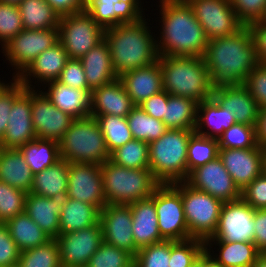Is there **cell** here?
<instances>
[{
	"instance_id": "obj_1",
	"label": "cell",
	"mask_w": 266,
	"mask_h": 267,
	"mask_svg": "<svg viewBox=\"0 0 266 267\" xmlns=\"http://www.w3.org/2000/svg\"><path fill=\"white\" fill-rule=\"evenodd\" d=\"M203 59L213 90L244 85L247 76L259 64L248 25L234 34L209 40Z\"/></svg>"
},
{
	"instance_id": "obj_2",
	"label": "cell",
	"mask_w": 266,
	"mask_h": 267,
	"mask_svg": "<svg viewBox=\"0 0 266 267\" xmlns=\"http://www.w3.org/2000/svg\"><path fill=\"white\" fill-rule=\"evenodd\" d=\"M160 36L156 39L159 56L203 57L208 45L204 29L191 6L177 0H159Z\"/></svg>"
},
{
	"instance_id": "obj_3",
	"label": "cell",
	"mask_w": 266,
	"mask_h": 267,
	"mask_svg": "<svg viewBox=\"0 0 266 267\" xmlns=\"http://www.w3.org/2000/svg\"><path fill=\"white\" fill-rule=\"evenodd\" d=\"M146 20L143 17L135 23L120 24L104 30V39L109 45L112 67L117 76L149 66L158 60L156 36L151 33Z\"/></svg>"
},
{
	"instance_id": "obj_4",
	"label": "cell",
	"mask_w": 266,
	"mask_h": 267,
	"mask_svg": "<svg viewBox=\"0 0 266 267\" xmlns=\"http://www.w3.org/2000/svg\"><path fill=\"white\" fill-rule=\"evenodd\" d=\"M164 91L197 103L212 97L213 89L203 57L159 56Z\"/></svg>"
},
{
	"instance_id": "obj_5",
	"label": "cell",
	"mask_w": 266,
	"mask_h": 267,
	"mask_svg": "<svg viewBox=\"0 0 266 267\" xmlns=\"http://www.w3.org/2000/svg\"><path fill=\"white\" fill-rule=\"evenodd\" d=\"M194 129H168L149 143V168L160 184L185 181L188 177L187 149Z\"/></svg>"
},
{
	"instance_id": "obj_6",
	"label": "cell",
	"mask_w": 266,
	"mask_h": 267,
	"mask_svg": "<svg viewBox=\"0 0 266 267\" xmlns=\"http://www.w3.org/2000/svg\"><path fill=\"white\" fill-rule=\"evenodd\" d=\"M107 204H130L150 198L160 184L150 168L133 169L116 165L110 160L101 164Z\"/></svg>"
},
{
	"instance_id": "obj_7",
	"label": "cell",
	"mask_w": 266,
	"mask_h": 267,
	"mask_svg": "<svg viewBox=\"0 0 266 267\" xmlns=\"http://www.w3.org/2000/svg\"><path fill=\"white\" fill-rule=\"evenodd\" d=\"M58 143L60 158L69 163L101 165L110 159L103 133L94 117L75 119Z\"/></svg>"
},
{
	"instance_id": "obj_8",
	"label": "cell",
	"mask_w": 266,
	"mask_h": 267,
	"mask_svg": "<svg viewBox=\"0 0 266 267\" xmlns=\"http://www.w3.org/2000/svg\"><path fill=\"white\" fill-rule=\"evenodd\" d=\"M181 193L185 220L191 238L206 241L216 232L223 202L185 181L172 183Z\"/></svg>"
},
{
	"instance_id": "obj_9",
	"label": "cell",
	"mask_w": 266,
	"mask_h": 267,
	"mask_svg": "<svg viewBox=\"0 0 266 267\" xmlns=\"http://www.w3.org/2000/svg\"><path fill=\"white\" fill-rule=\"evenodd\" d=\"M58 39L68 58L81 59L104 39V30L83 10L60 18Z\"/></svg>"
},
{
	"instance_id": "obj_10",
	"label": "cell",
	"mask_w": 266,
	"mask_h": 267,
	"mask_svg": "<svg viewBox=\"0 0 266 267\" xmlns=\"http://www.w3.org/2000/svg\"><path fill=\"white\" fill-rule=\"evenodd\" d=\"M59 41L58 28L44 30L23 29L2 46V53L15 71L17 79L42 52ZM16 74V75H15Z\"/></svg>"
},
{
	"instance_id": "obj_11",
	"label": "cell",
	"mask_w": 266,
	"mask_h": 267,
	"mask_svg": "<svg viewBox=\"0 0 266 267\" xmlns=\"http://www.w3.org/2000/svg\"><path fill=\"white\" fill-rule=\"evenodd\" d=\"M155 208L158 229L164 240L191 239L185 220L181 193L173 184H159L155 188Z\"/></svg>"
},
{
	"instance_id": "obj_12",
	"label": "cell",
	"mask_w": 266,
	"mask_h": 267,
	"mask_svg": "<svg viewBox=\"0 0 266 267\" xmlns=\"http://www.w3.org/2000/svg\"><path fill=\"white\" fill-rule=\"evenodd\" d=\"M66 197L96 206L101 211L107 205L101 165L69 163Z\"/></svg>"
},
{
	"instance_id": "obj_13",
	"label": "cell",
	"mask_w": 266,
	"mask_h": 267,
	"mask_svg": "<svg viewBox=\"0 0 266 267\" xmlns=\"http://www.w3.org/2000/svg\"><path fill=\"white\" fill-rule=\"evenodd\" d=\"M189 5L208 40L234 34L243 26L230 0H194Z\"/></svg>"
},
{
	"instance_id": "obj_14",
	"label": "cell",
	"mask_w": 266,
	"mask_h": 267,
	"mask_svg": "<svg viewBox=\"0 0 266 267\" xmlns=\"http://www.w3.org/2000/svg\"><path fill=\"white\" fill-rule=\"evenodd\" d=\"M185 182L197 190L207 192L223 203L241 199V191L225 169L219 156L192 170Z\"/></svg>"
},
{
	"instance_id": "obj_15",
	"label": "cell",
	"mask_w": 266,
	"mask_h": 267,
	"mask_svg": "<svg viewBox=\"0 0 266 267\" xmlns=\"http://www.w3.org/2000/svg\"><path fill=\"white\" fill-rule=\"evenodd\" d=\"M254 209L242 198L223 203L214 235L206 241L253 242Z\"/></svg>"
},
{
	"instance_id": "obj_16",
	"label": "cell",
	"mask_w": 266,
	"mask_h": 267,
	"mask_svg": "<svg viewBox=\"0 0 266 267\" xmlns=\"http://www.w3.org/2000/svg\"><path fill=\"white\" fill-rule=\"evenodd\" d=\"M38 92V93H37ZM32 124L36 138L59 142L75 120L59 110L41 88H31Z\"/></svg>"
},
{
	"instance_id": "obj_17",
	"label": "cell",
	"mask_w": 266,
	"mask_h": 267,
	"mask_svg": "<svg viewBox=\"0 0 266 267\" xmlns=\"http://www.w3.org/2000/svg\"><path fill=\"white\" fill-rule=\"evenodd\" d=\"M60 264L67 266H87L91 256L103 242L100 222L88 228L58 235Z\"/></svg>"
},
{
	"instance_id": "obj_18",
	"label": "cell",
	"mask_w": 266,
	"mask_h": 267,
	"mask_svg": "<svg viewBox=\"0 0 266 267\" xmlns=\"http://www.w3.org/2000/svg\"><path fill=\"white\" fill-rule=\"evenodd\" d=\"M218 156L240 191L265 169L266 149L259 145L247 149L219 148Z\"/></svg>"
},
{
	"instance_id": "obj_19",
	"label": "cell",
	"mask_w": 266,
	"mask_h": 267,
	"mask_svg": "<svg viewBox=\"0 0 266 267\" xmlns=\"http://www.w3.org/2000/svg\"><path fill=\"white\" fill-rule=\"evenodd\" d=\"M103 241L117 248L126 250L135 256L138 248L135 245L132 231V210L126 204H107L100 211Z\"/></svg>"
},
{
	"instance_id": "obj_20",
	"label": "cell",
	"mask_w": 266,
	"mask_h": 267,
	"mask_svg": "<svg viewBox=\"0 0 266 267\" xmlns=\"http://www.w3.org/2000/svg\"><path fill=\"white\" fill-rule=\"evenodd\" d=\"M31 106V88L25 87L14 99L6 133L0 140V148L19 149L36 138L32 124Z\"/></svg>"
},
{
	"instance_id": "obj_21",
	"label": "cell",
	"mask_w": 266,
	"mask_h": 267,
	"mask_svg": "<svg viewBox=\"0 0 266 267\" xmlns=\"http://www.w3.org/2000/svg\"><path fill=\"white\" fill-rule=\"evenodd\" d=\"M68 59L67 52L58 41L39 54L17 80L27 88H35V85L30 84L35 79L38 81H35L34 84L38 82L42 85L43 82L42 86L44 87V84L58 79Z\"/></svg>"
},
{
	"instance_id": "obj_22",
	"label": "cell",
	"mask_w": 266,
	"mask_h": 267,
	"mask_svg": "<svg viewBox=\"0 0 266 267\" xmlns=\"http://www.w3.org/2000/svg\"><path fill=\"white\" fill-rule=\"evenodd\" d=\"M135 106L119 78L91 91L90 117L114 115L126 118Z\"/></svg>"
},
{
	"instance_id": "obj_23",
	"label": "cell",
	"mask_w": 266,
	"mask_h": 267,
	"mask_svg": "<svg viewBox=\"0 0 266 267\" xmlns=\"http://www.w3.org/2000/svg\"><path fill=\"white\" fill-rule=\"evenodd\" d=\"M118 78L135 105H139L152 95L164 90L163 76L158 60L149 66L126 71Z\"/></svg>"
},
{
	"instance_id": "obj_24",
	"label": "cell",
	"mask_w": 266,
	"mask_h": 267,
	"mask_svg": "<svg viewBox=\"0 0 266 267\" xmlns=\"http://www.w3.org/2000/svg\"><path fill=\"white\" fill-rule=\"evenodd\" d=\"M212 97L234 114L236 123L256 126L260 107L244 85L215 89Z\"/></svg>"
},
{
	"instance_id": "obj_25",
	"label": "cell",
	"mask_w": 266,
	"mask_h": 267,
	"mask_svg": "<svg viewBox=\"0 0 266 267\" xmlns=\"http://www.w3.org/2000/svg\"><path fill=\"white\" fill-rule=\"evenodd\" d=\"M132 210V233L138 249L163 241L158 229L155 190L150 198L128 204Z\"/></svg>"
},
{
	"instance_id": "obj_26",
	"label": "cell",
	"mask_w": 266,
	"mask_h": 267,
	"mask_svg": "<svg viewBox=\"0 0 266 267\" xmlns=\"http://www.w3.org/2000/svg\"><path fill=\"white\" fill-rule=\"evenodd\" d=\"M140 2L119 1L114 5L84 4V10L103 29H109L120 24L135 23L144 14Z\"/></svg>"
},
{
	"instance_id": "obj_27",
	"label": "cell",
	"mask_w": 266,
	"mask_h": 267,
	"mask_svg": "<svg viewBox=\"0 0 266 267\" xmlns=\"http://www.w3.org/2000/svg\"><path fill=\"white\" fill-rule=\"evenodd\" d=\"M63 198H47L29 192L24 212L51 238L59 235Z\"/></svg>"
},
{
	"instance_id": "obj_28",
	"label": "cell",
	"mask_w": 266,
	"mask_h": 267,
	"mask_svg": "<svg viewBox=\"0 0 266 267\" xmlns=\"http://www.w3.org/2000/svg\"><path fill=\"white\" fill-rule=\"evenodd\" d=\"M45 94L53 105L75 119L90 117L91 90H80L54 80L46 84Z\"/></svg>"
},
{
	"instance_id": "obj_29",
	"label": "cell",
	"mask_w": 266,
	"mask_h": 267,
	"mask_svg": "<svg viewBox=\"0 0 266 267\" xmlns=\"http://www.w3.org/2000/svg\"><path fill=\"white\" fill-rule=\"evenodd\" d=\"M80 61L91 91L118 78L112 67L111 52L105 39L91 48Z\"/></svg>"
},
{
	"instance_id": "obj_30",
	"label": "cell",
	"mask_w": 266,
	"mask_h": 267,
	"mask_svg": "<svg viewBox=\"0 0 266 267\" xmlns=\"http://www.w3.org/2000/svg\"><path fill=\"white\" fill-rule=\"evenodd\" d=\"M235 123L234 114L229 109L219 105L213 97L198 103L195 133L218 139L225 130ZM205 128L207 130L204 131Z\"/></svg>"
},
{
	"instance_id": "obj_31",
	"label": "cell",
	"mask_w": 266,
	"mask_h": 267,
	"mask_svg": "<svg viewBox=\"0 0 266 267\" xmlns=\"http://www.w3.org/2000/svg\"><path fill=\"white\" fill-rule=\"evenodd\" d=\"M34 174L19 149L0 148V181L29 193Z\"/></svg>"
},
{
	"instance_id": "obj_32",
	"label": "cell",
	"mask_w": 266,
	"mask_h": 267,
	"mask_svg": "<svg viewBox=\"0 0 266 267\" xmlns=\"http://www.w3.org/2000/svg\"><path fill=\"white\" fill-rule=\"evenodd\" d=\"M69 162L63 159L34 174L31 193L47 198H64L67 195Z\"/></svg>"
},
{
	"instance_id": "obj_33",
	"label": "cell",
	"mask_w": 266,
	"mask_h": 267,
	"mask_svg": "<svg viewBox=\"0 0 266 267\" xmlns=\"http://www.w3.org/2000/svg\"><path fill=\"white\" fill-rule=\"evenodd\" d=\"M99 220L100 210L96 206L64 197L59 218V235L88 228L98 224Z\"/></svg>"
},
{
	"instance_id": "obj_34",
	"label": "cell",
	"mask_w": 266,
	"mask_h": 267,
	"mask_svg": "<svg viewBox=\"0 0 266 267\" xmlns=\"http://www.w3.org/2000/svg\"><path fill=\"white\" fill-rule=\"evenodd\" d=\"M213 243L219 246V255L211 253ZM205 249L223 267H252L261 253L254 242L205 241Z\"/></svg>"
},
{
	"instance_id": "obj_35",
	"label": "cell",
	"mask_w": 266,
	"mask_h": 267,
	"mask_svg": "<svg viewBox=\"0 0 266 267\" xmlns=\"http://www.w3.org/2000/svg\"><path fill=\"white\" fill-rule=\"evenodd\" d=\"M26 30H44L58 28L59 14L46 0H22L17 4Z\"/></svg>"
},
{
	"instance_id": "obj_36",
	"label": "cell",
	"mask_w": 266,
	"mask_h": 267,
	"mask_svg": "<svg viewBox=\"0 0 266 267\" xmlns=\"http://www.w3.org/2000/svg\"><path fill=\"white\" fill-rule=\"evenodd\" d=\"M5 225L20 251L43 245L51 239L25 212L14 216Z\"/></svg>"
},
{
	"instance_id": "obj_37",
	"label": "cell",
	"mask_w": 266,
	"mask_h": 267,
	"mask_svg": "<svg viewBox=\"0 0 266 267\" xmlns=\"http://www.w3.org/2000/svg\"><path fill=\"white\" fill-rule=\"evenodd\" d=\"M33 174L41 172L59 161V143L35 138L19 148Z\"/></svg>"
},
{
	"instance_id": "obj_38",
	"label": "cell",
	"mask_w": 266,
	"mask_h": 267,
	"mask_svg": "<svg viewBox=\"0 0 266 267\" xmlns=\"http://www.w3.org/2000/svg\"><path fill=\"white\" fill-rule=\"evenodd\" d=\"M197 105L193 99L168 93L164 124L168 129H195Z\"/></svg>"
},
{
	"instance_id": "obj_39",
	"label": "cell",
	"mask_w": 266,
	"mask_h": 267,
	"mask_svg": "<svg viewBox=\"0 0 266 267\" xmlns=\"http://www.w3.org/2000/svg\"><path fill=\"white\" fill-rule=\"evenodd\" d=\"M126 118L133 138L148 144L159 139L168 130L163 121L150 116L139 105Z\"/></svg>"
},
{
	"instance_id": "obj_40",
	"label": "cell",
	"mask_w": 266,
	"mask_h": 267,
	"mask_svg": "<svg viewBox=\"0 0 266 267\" xmlns=\"http://www.w3.org/2000/svg\"><path fill=\"white\" fill-rule=\"evenodd\" d=\"M96 118L109 153L133 140L127 118L114 115L93 116Z\"/></svg>"
},
{
	"instance_id": "obj_41",
	"label": "cell",
	"mask_w": 266,
	"mask_h": 267,
	"mask_svg": "<svg viewBox=\"0 0 266 267\" xmlns=\"http://www.w3.org/2000/svg\"><path fill=\"white\" fill-rule=\"evenodd\" d=\"M110 161L116 165L133 168H149V144L133 139L110 154Z\"/></svg>"
},
{
	"instance_id": "obj_42",
	"label": "cell",
	"mask_w": 266,
	"mask_h": 267,
	"mask_svg": "<svg viewBox=\"0 0 266 267\" xmlns=\"http://www.w3.org/2000/svg\"><path fill=\"white\" fill-rule=\"evenodd\" d=\"M218 155V139L208 138L194 132L189 138L187 149L188 174L197 167L213 161Z\"/></svg>"
},
{
	"instance_id": "obj_43",
	"label": "cell",
	"mask_w": 266,
	"mask_h": 267,
	"mask_svg": "<svg viewBox=\"0 0 266 267\" xmlns=\"http://www.w3.org/2000/svg\"><path fill=\"white\" fill-rule=\"evenodd\" d=\"M18 266L62 267L56 239H50L43 245L21 251Z\"/></svg>"
},
{
	"instance_id": "obj_44",
	"label": "cell",
	"mask_w": 266,
	"mask_h": 267,
	"mask_svg": "<svg viewBox=\"0 0 266 267\" xmlns=\"http://www.w3.org/2000/svg\"><path fill=\"white\" fill-rule=\"evenodd\" d=\"M205 249V241L191 238L170 244L169 267H192Z\"/></svg>"
},
{
	"instance_id": "obj_45",
	"label": "cell",
	"mask_w": 266,
	"mask_h": 267,
	"mask_svg": "<svg viewBox=\"0 0 266 267\" xmlns=\"http://www.w3.org/2000/svg\"><path fill=\"white\" fill-rule=\"evenodd\" d=\"M219 148L247 149L257 144L256 126L235 123L218 138Z\"/></svg>"
},
{
	"instance_id": "obj_46",
	"label": "cell",
	"mask_w": 266,
	"mask_h": 267,
	"mask_svg": "<svg viewBox=\"0 0 266 267\" xmlns=\"http://www.w3.org/2000/svg\"><path fill=\"white\" fill-rule=\"evenodd\" d=\"M87 267H134V256L103 241L91 256Z\"/></svg>"
},
{
	"instance_id": "obj_47",
	"label": "cell",
	"mask_w": 266,
	"mask_h": 267,
	"mask_svg": "<svg viewBox=\"0 0 266 267\" xmlns=\"http://www.w3.org/2000/svg\"><path fill=\"white\" fill-rule=\"evenodd\" d=\"M27 194L0 181V223L5 224L14 216L24 212Z\"/></svg>"
},
{
	"instance_id": "obj_48",
	"label": "cell",
	"mask_w": 266,
	"mask_h": 267,
	"mask_svg": "<svg viewBox=\"0 0 266 267\" xmlns=\"http://www.w3.org/2000/svg\"><path fill=\"white\" fill-rule=\"evenodd\" d=\"M172 242V240H163L140 248L134 256V267H169Z\"/></svg>"
},
{
	"instance_id": "obj_49",
	"label": "cell",
	"mask_w": 266,
	"mask_h": 267,
	"mask_svg": "<svg viewBox=\"0 0 266 267\" xmlns=\"http://www.w3.org/2000/svg\"><path fill=\"white\" fill-rule=\"evenodd\" d=\"M22 18L17 5L0 2L1 47L23 30Z\"/></svg>"
},
{
	"instance_id": "obj_50",
	"label": "cell",
	"mask_w": 266,
	"mask_h": 267,
	"mask_svg": "<svg viewBox=\"0 0 266 267\" xmlns=\"http://www.w3.org/2000/svg\"><path fill=\"white\" fill-rule=\"evenodd\" d=\"M25 89V86L17 79L11 80L0 90V140L6 133L14 99Z\"/></svg>"
},
{
	"instance_id": "obj_51",
	"label": "cell",
	"mask_w": 266,
	"mask_h": 267,
	"mask_svg": "<svg viewBox=\"0 0 266 267\" xmlns=\"http://www.w3.org/2000/svg\"><path fill=\"white\" fill-rule=\"evenodd\" d=\"M238 20L249 25L263 16L266 0H230Z\"/></svg>"
},
{
	"instance_id": "obj_52",
	"label": "cell",
	"mask_w": 266,
	"mask_h": 267,
	"mask_svg": "<svg viewBox=\"0 0 266 267\" xmlns=\"http://www.w3.org/2000/svg\"><path fill=\"white\" fill-rule=\"evenodd\" d=\"M244 86L258 103L260 108L266 107V64L259 63L244 81Z\"/></svg>"
},
{
	"instance_id": "obj_53",
	"label": "cell",
	"mask_w": 266,
	"mask_h": 267,
	"mask_svg": "<svg viewBox=\"0 0 266 267\" xmlns=\"http://www.w3.org/2000/svg\"><path fill=\"white\" fill-rule=\"evenodd\" d=\"M57 81L80 90H90L80 59L69 58Z\"/></svg>"
},
{
	"instance_id": "obj_54",
	"label": "cell",
	"mask_w": 266,
	"mask_h": 267,
	"mask_svg": "<svg viewBox=\"0 0 266 267\" xmlns=\"http://www.w3.org/2000/svg\"><path fill=\"white\" fill-rule=\"evenodd\" d=\"M241 198L254 210L266 209V171L264 170L246 188L241 191Z\"/></svg>"
},
{
	"instance_id": "obj_55",
	"label": "cell",
	"mask_w": 266,
	"mask_h": 267,
	"mask_svg": "<svg viewBox=\"0 0 266 267\" xmlns=\"http://www.w3.org/2000/svg\"><path fill=\"white\" fill-rule=\"evenodd\" d=\"M21 251L11 238L8 228L0 223V267L18 265Z\"/></svg>"
},
{
	"instance_id": "obj_56",
	"label": "cell",
	"mask_w": 266,
	"mask_h": 267,
	"mask_svg": "<svg viewBox=\"0 0 266 267\" xmlns=\"http://www.w3.org/2000/svg\"><path fill=\"white\" fill-rule=\"evenodd\" d=\"M168 103V93L161 91L144 100L139 106L150 116L164 122L165 106Z\"/></svg>"
},
{
	"instance_id": "obj_57",
	"label": "cell",
	"mask_w": 266,
	"mask_h": 267,
	"mask_svg": "<svg viewBox=\"0 0 266 267\" xmlns=\"http://www.w3.org/2000/svg\"><path fill=\"white\" fill-rule=\"evenodd\" d=\"M259 63L266 64V23L254 21L248 25Z\"/></svg>"
},
{
	"instance_id": "obj_58",
	"label": "cell",
	"mask_w": 266,
	"mask_h": 267,
	"mask_svg": "<svg viewBox=\"0 0 266 267\" xmlns=\"http://www.w3.org/2000/svg\"><path fill=\"white\" fill-rule=\"evenodd\" d=\"M253 222V242L261 253H266V209L254 210Z\"/></svg>"
},
{
	"instance_id": "obj_59",
	"label": "cell",
	"mask_w": 266,
	"mask_h": 267,
	"mask_svg": "<svg viewBox=\"0 0 266 267\" xmlns=\"http://www.w3.org/2000/svg\"><path fill=\"white\" fill-rule=\"evenodd\" d=\"M60 17L84 10V0H46Z\"/></svg>"
},
{
	"instance_id": "obj_60",
	"label": "cell",
	"mask_w": 266,
	"mask_h": 267,
	"mask_svg": "<svg viewBox=\"0 0 266 267\" xmlns=\"http://www.w3.org/2000/svg\"><path fill=\"white\" fill-rule=\"evenodd\" d=\"M256 139L257 144L266 149V107L259 110L256 124Z\"/></svg>"
},
{
	"instance_id": "obj_61",
	"label": "cell",
	"mask_w": 266,
	"mask_h": 267,
	"mask_svg": "<svg viewBox=\"0 0 266 267\" xmlns=\"http://www.w3.org/2000/svg\"><path fill=\"white\" fill-rule=\"evenodd\" d=\"M201 267H223V266L219 264L206 249H204L201 253Z\"/></svg>"
},
{
	"instance_id": "obj_62",
	"label": "cell",
	"mask_w": 266,
	"mask_h": 267,
	"mask_svg": "<svg viewBox=\"0 0 266 267\" xmlns=\"http://www.w3.org/2000/svg\"><path fill=\"white\" fill-rule=\"evenodd\" d=\"M139 2L141 0H84V4H104V5H114L116 2Z\"/></svg>"
},
{
	"instance_id": "obj_63",
	"label": "cell",
	"mask_w": 266,
	"mask_h": 267,
	"mask_svg": "<svg viewBox=\"0 0 266 267\" xmlns=\"http://www.w3.org/2000/svg\"><path fill=\"white\" fill-rule=\"evenodd\" d=\"M252 267H266V253H260Z\"/></svg>"
},
{
	"instance_id": "obj_64",
	"label": "cell",
	"mask_w": 266,
	"mask_h": 267,
	"mask_svg": "<svg viewBox=\"0 0 266 267\" xmlns=\"http://www.w3.org/2000/svg\"><path fill=\"white\" fill-rule=\"evenodd\" d=\"M21 1L22 0H0V2H5V3H9V4H15V5H17Z\"/></svg>"
},
{
	"instance_id": "obj_65",
	"label": "cell",
	"mask_w": 266,
	"mask_h": 267,
	"mask_svg": "<svg viewBox=\"0 0 266 267\" xmlns=\"http://www.w3.org/2000/svg\"><path fill=\"white\" fill-rule=\"evenodd\" d=\"M192 267H201V254L197 258V261L192 265Z\"/></svg>"
},
{
	"instance_id": "obj_66",
	"label": "cell",
	"mask_w": 266,
	"mask_h": 267,
	"mask_svg": "<svg viewBox=\"0 0 266 267\" xmlns=\"http://www.w3.org/2000/svg\"><path fill=\"white\" fill-rule=\"evenodd\" d=\"M259 21L263 22V23H266V7H265V10H264L263 16L260 18Z\"/></svg>"
},
{
	"instance_id": "obj_67",
	"label": "cell",
	"mask_w": 266,
	"mask_h": 267,
	"mask_svg": "<svg viewBox=\"0 0 266 267\" xmlns=\"http://www.w3.org/2000/svg\"><path fill=\"white\" fill-rule=\"evenodd\" d=\"M177 1H179V2H182V3H190L191 1H194V0H177Z\"/></svg>"
},
{
	"instance_id": "obj_68",
	"label": "cell",
	"mask_w": 266,
	"mask_h": 267,
	"mask_svg": "<svg viewBox=\"0 0 266 267\" xmlns=\"http://www.w3.org/2000/svg\"><path fill=\"white\" fill-rule=\"evenodd\" d=\"M6 85L5 82L0 81V90Z\"/></svg>"
},
{
	"instance_id": "obj_69",
	"label": "cell",
	"mask_w": 266,
	"mask_h": 267,
	"mask_svg": "<svg viewBox=\"0 0 266 267\" xmlns=\"http://www.w3.org/2000/svg\"><path fill=\"white\" fill-rule=\"evenodd\" d=\"M67 267H87V266H67Z\"/></svg>"
},
{
	"instance_id": "obj_70",
	"label": "cell",
	"mask_w": 266,
	"mask_h": 267,
	"mask_svg": "<svg viewBox=\"0 0 266 267\" xmlns=\"http://www.w3.org/2000/svg\"><path fill=\"white\" fill-rule=\"evenodd\" d=\"M264 170L266 171V156H265V169Z\"/></svg>"
}]
</instances>
